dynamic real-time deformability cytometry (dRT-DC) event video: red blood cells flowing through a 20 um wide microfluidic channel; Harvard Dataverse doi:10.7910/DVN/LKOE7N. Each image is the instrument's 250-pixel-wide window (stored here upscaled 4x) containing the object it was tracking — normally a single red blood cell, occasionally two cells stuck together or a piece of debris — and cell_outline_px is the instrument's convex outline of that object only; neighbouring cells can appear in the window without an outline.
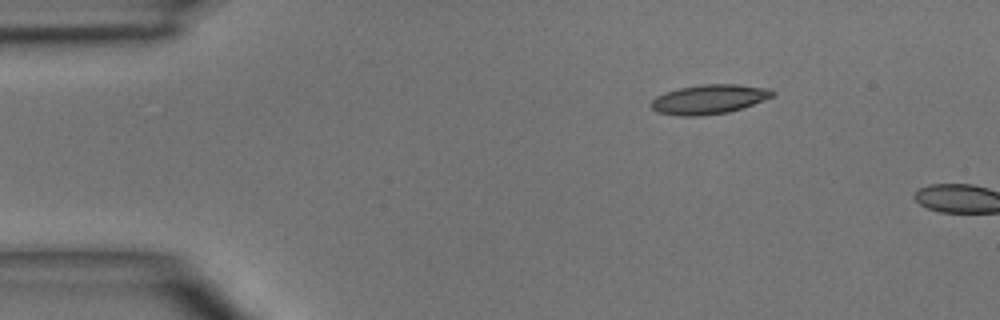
{"species": "common noctule bat (a hibernating species)", "species_latin": "Nyctalus noctula", "temperature_condition": "room temperature", "stored_images_in_passage": 2, "camera_frame_rate_fps": 3000, "um_per_image_px": 0.085, "animal": {"sex": "male", "body_mass_g": 15.6}, "frame": {"image": 1, "passage_image": 1, "time_ms": 0.0, "image_size_px": [1000, 320], "cell_outline_px": [[776, 92], [772, 96], [752, 104], [728, 112], [700, 116], [676, 116], [656, 112], [652, 108], [652, 100], [656, 96], [664, 92], [680, 88], [704, 84], [736, 84], [768, 88]], "centroid_in_image_um": [60.23, 8.44], "position_along_channel_um": 24.8, "area_um2": 20.63}}